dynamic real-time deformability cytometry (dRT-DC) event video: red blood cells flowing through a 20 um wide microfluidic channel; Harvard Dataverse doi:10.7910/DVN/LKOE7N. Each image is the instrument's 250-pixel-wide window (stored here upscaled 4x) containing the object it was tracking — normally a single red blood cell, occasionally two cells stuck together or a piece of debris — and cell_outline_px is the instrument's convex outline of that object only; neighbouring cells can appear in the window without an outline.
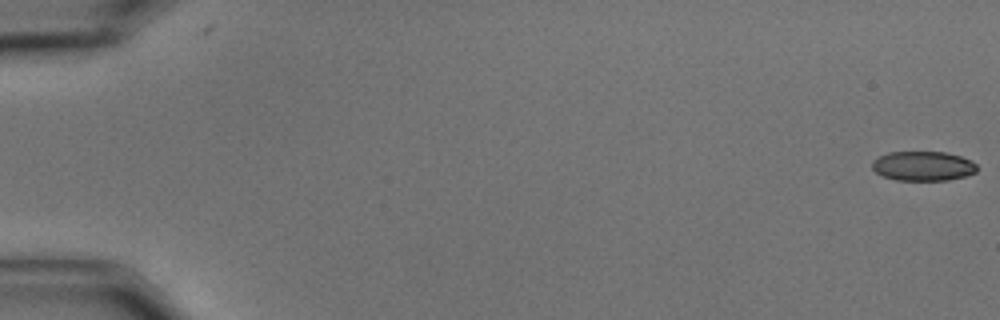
{"species": "common noctule bat (a hibernating species)", "species_latin": "Nyctalus noctula", "temperature_condition": "cold", "stored_images_in_passage": 58, "camera_frame_rate_fps": 3000, "um_per_image_px": 0.085, "animal": {"sex": "male", "body_mass_g": 15.6}, "frame": {"image": 1, "passage_image": 1, "time_ms": 0.0, "image_size_px": [1000, 320], "cell_outline_px": [[976, 172], [964, 176], [948, 180], [896, 180], [884, 176], [876, 172], [872, 168], [872, 160], [888, 152], [944, 152], [960, 156], [972, 160], [976, 164]], "centroid_in_image_um": [78.45, 14.11], "position_along_channel_um": 6.5, "area_um2": 17.98}}
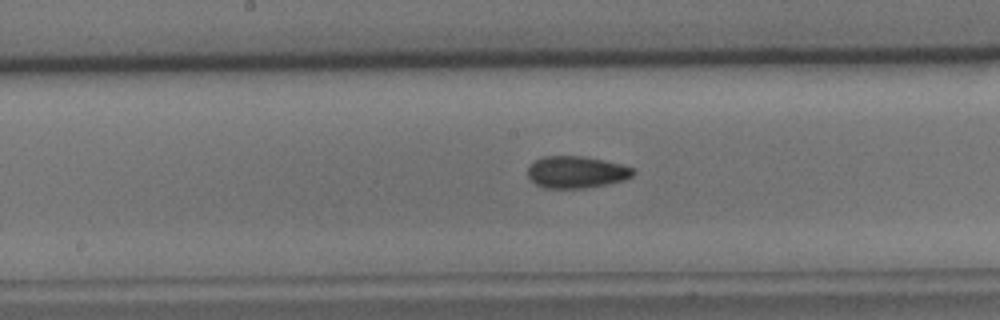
{"frame": {"image": 2, "passage_image": 31, "time_ms": 10.0, "image_size_px": [1000, 320], "cell_outline_px": [[636, 172], [632, 176], [624, 180], [608, 184], [584, 188], [544, 188], [536, 184], [528, 176], [528, 164], [540, 156], [584, 156], [604, 160], [620, 164], [632, 168]], "centroid_in_image_um": [48.96, 14.62], "position_along_channel_um": 199.2, "area_um2": 19.77}}
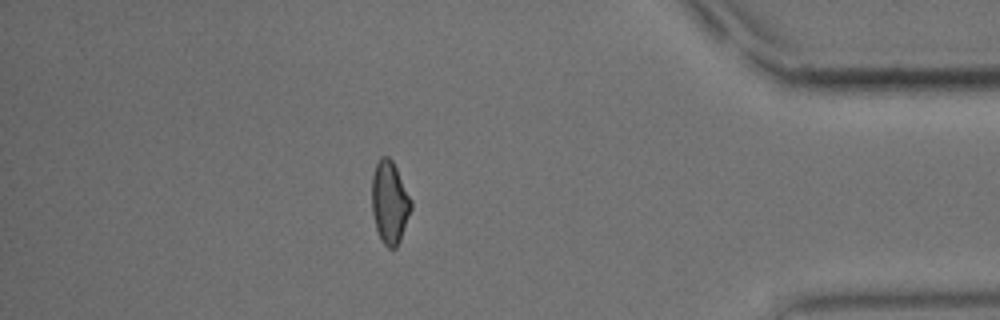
{"frame": {"image": 3, "passage_image": 51, "time_ms": 16.667, "image_size_px": [1000, 320], "cell_outline_px": [[412, 208], [400, 240], [396, 248], [388, 248], [380, 240], [376, 228], [372, 212], [372, 176], [376, 164], [380, 156], [388, 156], [392, 160], [412, 200]], "centroid_in_image_um": [33.12, 17.21], "position_along_channel_um": 402.1, "area_um2": 18.9}, "authors_computed_cell_mechanics": {"area_um2": 19.4786, "velocity_mm_per_s": 3.5485, "shape_relaxation_time_tau1_ms": 4.2716, "shape_relaxation_time_tau2_ms": 3.1382, "deformation_change_tau1": 0.1053, "deformation_change_tau2": 0.0754}}